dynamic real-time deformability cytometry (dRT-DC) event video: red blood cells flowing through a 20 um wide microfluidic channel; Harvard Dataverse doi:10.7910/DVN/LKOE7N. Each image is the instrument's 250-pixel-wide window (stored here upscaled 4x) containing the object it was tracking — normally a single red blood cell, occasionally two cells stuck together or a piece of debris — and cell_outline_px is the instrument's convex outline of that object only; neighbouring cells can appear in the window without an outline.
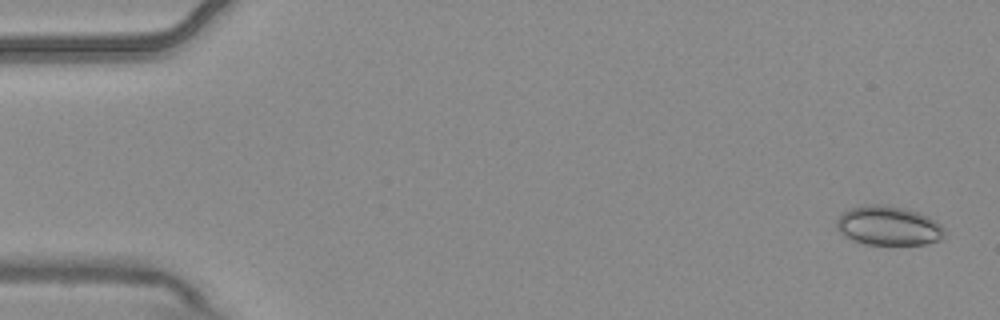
{"species": "common noctule bat (a hibernating species)", "species_latin": "Nyctalus noctula", "temperature_condition": "warm", "stored_images_in_passage": 5, "camera_frame_rate_fps": 3000, "um_per_image_px": 0.085, "animal": {"sex": "male", "body_mass_g": 20.4}, "frame": {"image": 1, "passage_image": 1, "time_ms": 0.0, "image_size_px": [1000, 320], "cell_outline_px": [[944, 236], [940, 240], [924, 244], [868, 244], [844, 236], [836, 228], [836, 220], [844, 212], [852, 208], [872, 204], [880, 204], [900, 208], [916, 212], [928, 216], [940, 224], [944, 228]], "centroid_in_image_um": [75.52, 19.19], "position_along_channel_um": 9.5, "area_um2": 24.22}}
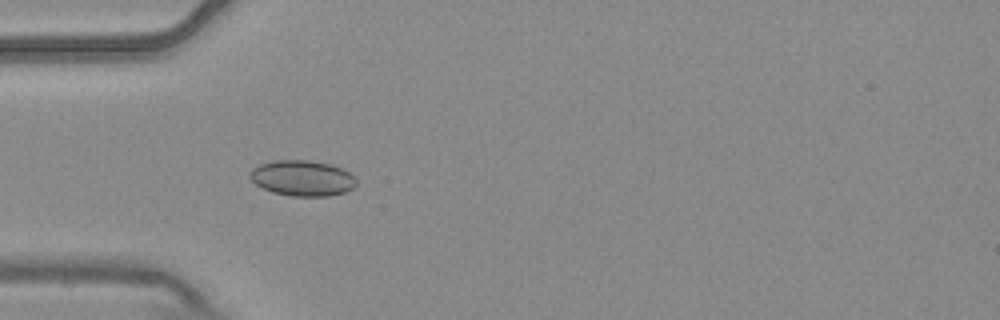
{"frame": {"image": 2, "passage_image": 5, "time_ms": 1.333, "image_size_px": [1000, 320], "cell_outline_px": [[356, 184], [352, 188], [344, 192], [328, 196], [292, 196], [272, 192], [256, 184], [248, 176], [248, 172], [252, 168], [260, 164], [272, 160], [308, 160], [328, 164], [340, 168], [348, 172], [356, 180]], "centroid_in_image_um": [25.65, 15.14], "position_along_channel_um": 59.4, "area_um2": 21.96}}